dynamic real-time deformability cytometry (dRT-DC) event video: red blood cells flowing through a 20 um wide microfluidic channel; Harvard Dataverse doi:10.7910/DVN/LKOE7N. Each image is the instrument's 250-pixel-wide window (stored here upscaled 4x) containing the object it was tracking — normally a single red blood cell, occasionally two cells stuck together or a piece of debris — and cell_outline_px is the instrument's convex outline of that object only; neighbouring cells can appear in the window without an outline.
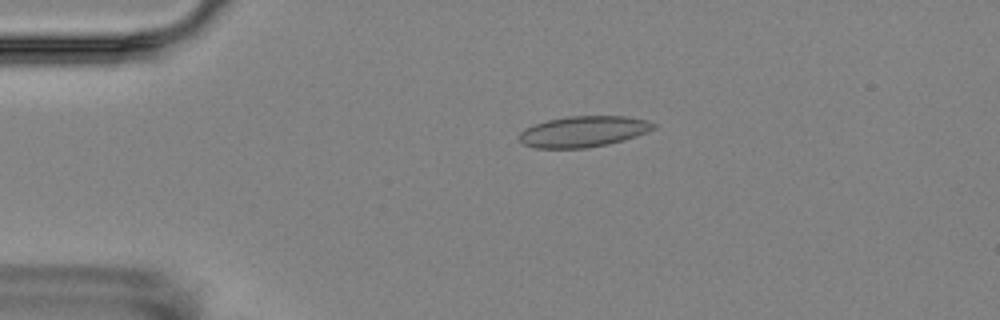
{"species": "Egyptian fruit bat (a non-hibernating species)", "species_latin": "Rousettus aegyptiacus", "temperature_condition": "room temperature", "stored_images_in_passage": 2, "camera_frame_rate_fps": 3000, "um_per_image_px": 0.085, "animal": {"sex": "female"}, "frame": {"image": 1, "passage_image": 1, "time_ms": 0.0, "image_size_px": [1000, 320], "cell_outline_px": [[656, 128], [648, 132], [624, 140], [608, 144], [588, 148], [536, 148], [524, 144], [520, 140], [520, 132], [524, 128], [548, 120], [568, 116], [624, 116], [648, 120], [656, 124]], "centroid_in_image_um": [49.63, 11.18], "position_along_channel_um": 35.4, "area_um2": 24.22}}